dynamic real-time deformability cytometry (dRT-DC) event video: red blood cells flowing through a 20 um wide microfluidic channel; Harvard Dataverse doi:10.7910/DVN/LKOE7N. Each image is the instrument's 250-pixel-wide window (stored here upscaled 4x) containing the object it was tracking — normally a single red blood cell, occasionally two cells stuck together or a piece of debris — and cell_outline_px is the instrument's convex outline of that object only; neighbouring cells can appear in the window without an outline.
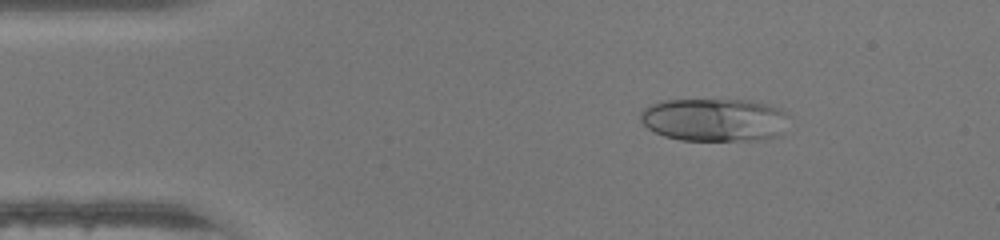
{"species": "human", "species_latin": "Homo sapiens", "temperature_condition": "warm", "stored_images_in_passage": 46, "camera_frame_rate_fps": 3000, "um_per_image_px": 0.085, "donor": {"sex": "female"}, "frame": {"image": 1, "passage_image": 7, "time_ms": 2.0, "image_size_px": [1000, 240], "cell_outline_px": [[792, 116], [776, 136], [756, 140], [680, 140], [664, 136], [648, 128], [640, 120], [640, 112], [648, 104], [660, 100], [748, 100], [768, 104], [780, 108]], "centroid_in_image_um": [60.71, 10.17], "position_along_channel_um": 24.3, "area_um2": 37.45}}
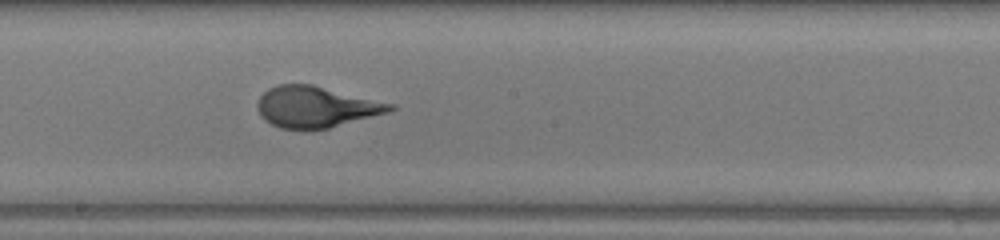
{"frame": {"image": 2, "passage_image": 25, "time_ms": 8.0, "image_size_px": [1000, 240], "cell_outline_px": [[396, 108], [388, 112], [328, 128], [280, 128], [264, 120], [260, 116], [256, 108], [256, 104], [260, 96], [268, 88], [276, 84], [312, 84], [396, 104]], "centroid_in_image_um": [26.83, 9.06], "position_along_channel_um": 221.4, "area_um2": 31.67}}
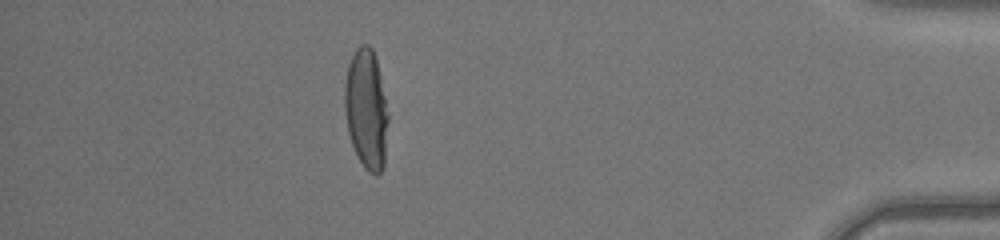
{"frame": {"image": 3, "passage_image": 41, "time_ms": 13.333, "image_size_px": [1000, 240], "cell_outline_px": [[388, 120], [384, 168], [376, 176], [368, 172], [364, 168], [352, 144], [348, 132], [344, 112], [344, 84], [348, 64], [356, 48], [360, 44], [368, 44], [372, 48], [376, 60], [380, 76], [388, 116]], "centroid_in_image_um": [31.12, 9.29], "position_along_channel_um": 404.1, "area_um2": 30.46}, "authors_computed_cell_mechanics": {"area_um2": 31.79, "velocity_mm_per_s": 4.4016, "shape_relaxation_time_tau1_ms": 3.6748, "shape_relaxation_time_tau2_ms": null, "deformation_change_tau1": 0.2248, "deformation_change_tau2": null}}